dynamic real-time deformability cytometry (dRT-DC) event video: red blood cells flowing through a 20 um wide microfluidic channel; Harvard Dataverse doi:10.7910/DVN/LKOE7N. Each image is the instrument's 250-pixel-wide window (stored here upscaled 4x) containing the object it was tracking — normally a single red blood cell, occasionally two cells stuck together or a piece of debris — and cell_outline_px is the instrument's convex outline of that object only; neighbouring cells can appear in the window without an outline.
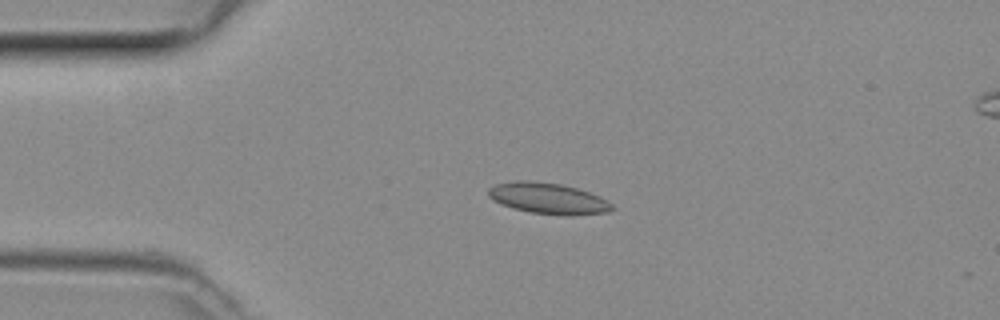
{"species": "common noctule bat (a hibernating species)", "species_latin": "Nyctalus noctula", "temperature_condition": "room temperature", "stored_images_in_passage": 38, "camera_frame_rate_fps": 3000, "um_per_image_px": 0.085, "animal": {"sex": "female", "body_mass_g": 29.2, "forearm_length_mm": 56.3}, "frame": {"image": 1, "passage_image": 1, "time_ms": 0.0, "image_size_px": [1000, 320], "cell_outline_px": [[616, 208], [608, 212], [568, 216], [564, 216], [528, 212], [512, 208], [500, 204], [492, 200], [488, 196], [488, 188], [496, 184], [516, 180], [532, 180], [560, 184], [576, 188], [600, 196], [608, 200]], "centroid_in_image_um": [46.58, 16.87], "position_along_channel_um": 38.4, "area_um2": 22.72}}
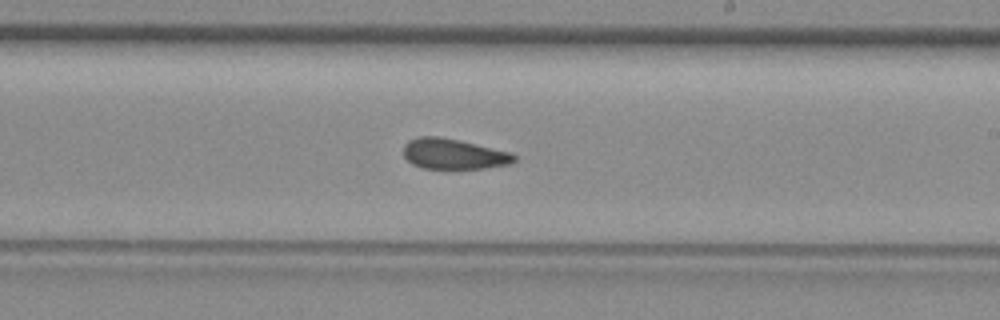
{"frame": {"image": 2, "passage_image": 18, "time_ms": 5.667, "image_size_px": [1000, 320], "cell_outline_px": [[516, 160], [508, 164], [484, 168], [424, 168], [412, 164], [404, 156], [404, 144], [408, 140], [420, 136], [436, 136], [460, 140], [512, 152], [516, 156]], "centroid_in_image_um": [38.56, 13.07], "position_along_channel_um": 250.4, "area_um2": 19.59}}
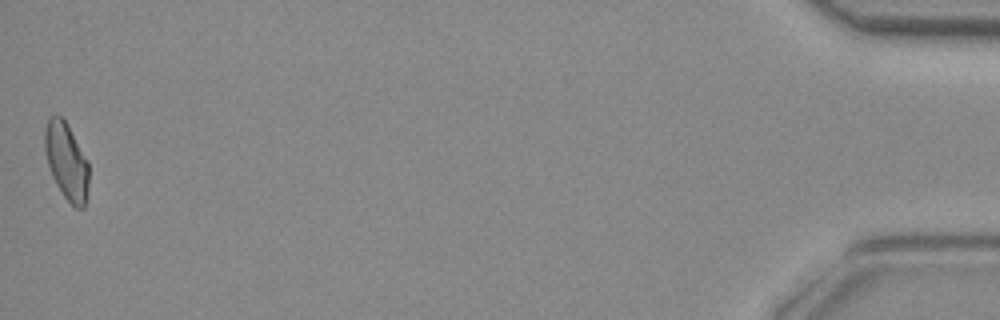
{"frame": {"image": 3, "passage_image": 38, "time_ms": 12.333, "image_size_px": [1000, 320], "cell_outline_px": [[88, 188], [84, 208], [76, 208], [64, 196], [56, 184], [52, 176], [48, 164], [44, 148], [44, 132], [48, 116], [60, 116], [64, 120], [88, 160]], "centroid_in_image_um": [5.64, 13.71], "position_along_channel_um": 429.6, "area_um2": 19.54}}